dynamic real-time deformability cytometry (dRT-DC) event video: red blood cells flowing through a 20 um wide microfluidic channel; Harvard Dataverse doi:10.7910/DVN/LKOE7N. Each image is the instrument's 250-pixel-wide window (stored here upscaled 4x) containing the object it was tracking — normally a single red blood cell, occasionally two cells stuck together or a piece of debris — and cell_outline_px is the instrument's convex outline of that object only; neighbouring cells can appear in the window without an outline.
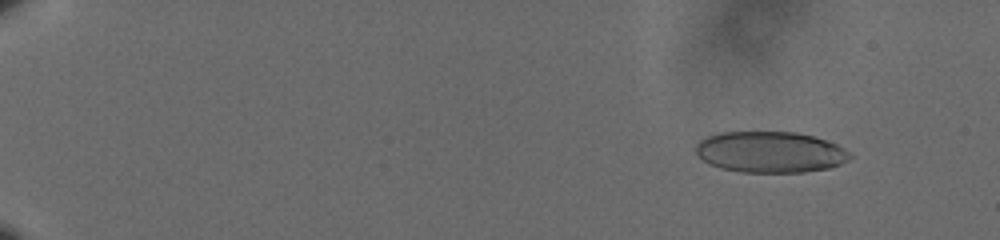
{"species": "human", "species_latin": "Homo sapiens", "temperature_condition": "cold", "stored_images_in_passage": 61, "camera_frame_rate_fps": 3000, "um_per_image_px": 0.085, "donor": {"sex": "male"}, "frame": {"image": 1, "passage_image": 7, "time_ms": 2.0, "image_size_px": [1000, 240], "cell_outline_px": [[852, 156], [848, 160], [840, 164], [828, 168], [804, 172], [740, 172], [720, 168], [708, 164], [696, 152], [696, 144], [700, 140], [708, 136], [720, 132], [796, 132], [812, 136], [836, 144], [844, 148]], "centroid_in_image_um": [65.45, 12.93], "position_along_channel_um": 19.5, "area_um2": 36.82}}
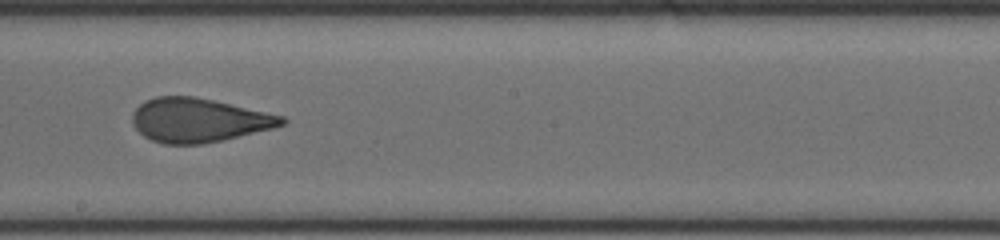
{"frame": {"image": 2, "passage_image": 38, "time_ms": 12.333, "image_size_px": [1000, 240], "cell_outline_px": [[288, 120], [284, 124], [272, 128], [204, 144], [164, 144], [152, 140], [144, 136], [132, 124], [132, 112], [144, 100], [156, 96], [192, 96], [212, 100], [284, 116]], "centroid_in_image_um": [16.84, 10.21], "position_along_channel_um": 231.4, "area_um2": 38.03}}
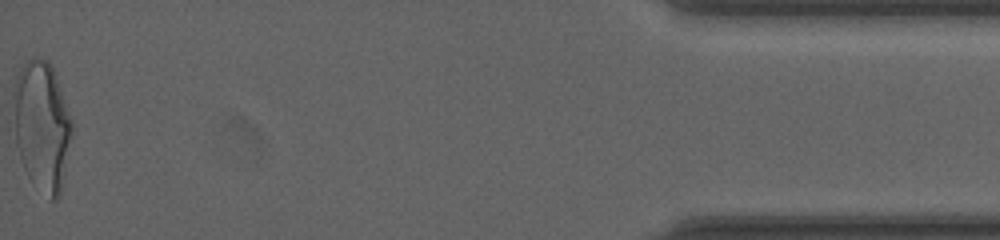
{"frame": {"image": 3, "passage_image": 61, "time_ms": 20.0, "image_size_px": [1000, 240], "cell_outline_px": [[72, 136], [60, 196], [56, 200], [52, 200], [28, 176], [24, 168], [16, 144], [12, 92], [12, 88], [16, 76], [20, 68], [32, 56], [48, 60], [52, 68], [72, 120]], "centroid_in_image_um": [3.55, 10.66], "position_along_channel_um": 431.7, "area_um2": 43.93}, "authors_computed_cell_mechanics": {"area_um2": 38.7838, "velocity_mm_per_s": 3.6053, "shape_relaxation_time_tau1_ms": 7.3138, "shape_relaxation_time_tau2_ms": 1.1104, "deformation_change_tau1": 0.2031, "deformation_change_tau2": 0.0965}}